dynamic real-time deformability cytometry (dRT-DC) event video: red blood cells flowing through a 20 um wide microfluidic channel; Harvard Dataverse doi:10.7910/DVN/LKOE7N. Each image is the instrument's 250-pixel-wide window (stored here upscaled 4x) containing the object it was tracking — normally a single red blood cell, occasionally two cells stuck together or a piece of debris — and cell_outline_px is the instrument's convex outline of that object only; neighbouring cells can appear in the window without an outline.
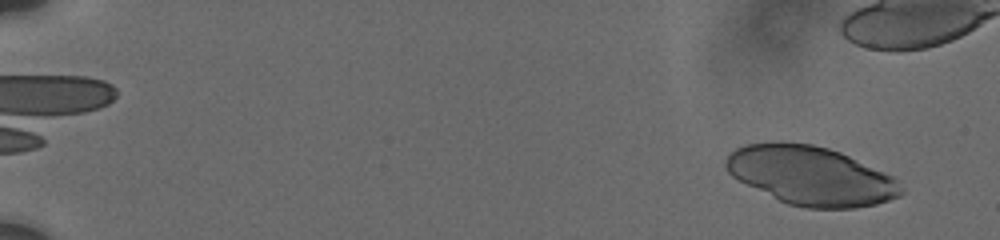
{"species": "human", "species_latin": "Homo sapiens", "temperature_condition": "cold", "stored_images_in_passage": 22, "camera_frame_rate_fps": 3000, "um_per_image_px": 0.085, "donor": {"sex": "male"}, "frame": {"image": 1, "passage_image": 3, "time_ms": 0.667, "image_size_px": [1000, 240], "cell_outline_px": [[904, 192], [900, 196], [876, 204], [856, 208], [808, 208], [788, 204], [732, 176], [728, 172], [724, 164], [724, 160], [736, 148], [744, 144], [772, 140], [784, 140], [812, 144], [828, 148], [840, 152], [892, 176], [904, 188]], "centroid_in_image_um": [68.91, 14.9], "position_along_channel_um": 16.1, "area_um2": 60.05}}